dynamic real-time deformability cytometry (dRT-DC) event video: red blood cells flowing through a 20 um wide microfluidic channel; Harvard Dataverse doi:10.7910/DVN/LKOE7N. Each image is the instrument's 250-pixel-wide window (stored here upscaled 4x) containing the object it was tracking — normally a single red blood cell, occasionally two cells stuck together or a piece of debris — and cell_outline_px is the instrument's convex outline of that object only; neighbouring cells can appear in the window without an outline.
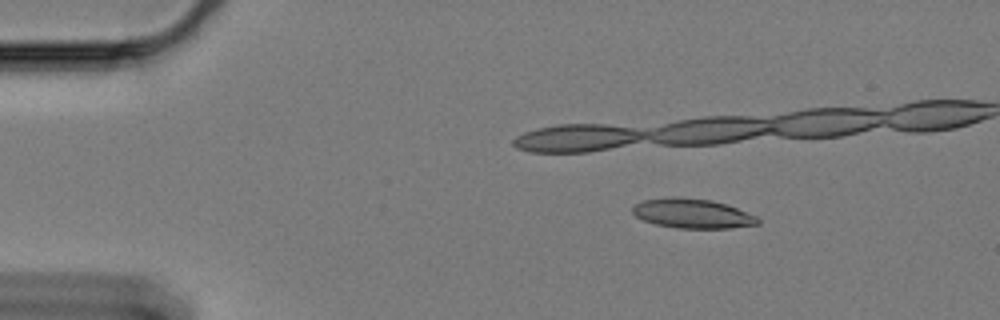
{"species": "Egyptian fruit bat (a non-hibernating species)", "species_latin": "Rousettus aegyptiacus", "temperature_condition": "cold", "stored_images_in_passage": 18, "camera_frame_rate_fps": 3000, "um_per_image_px": 0.085, "animal": {"sex": "female"}, "frame": {"image": 1, "passage_image": 1, "time_ms": 0.0, "image_size_px": [1000, 320], "cell_outline_px": [[760, 224], [732, 228], [676, 228], [656, 224], [644, 220], [636, 216], [632, 212], [632, 208], [636, 204], [644, 200], [672, 196], [676, 196], [712, 200], [736, 208], [756, 216], [760, 220]], "centroid_in_image_um": [58.86, 18.15], "position_along_channel_um": 26.1, "area_um2": 21.5}}